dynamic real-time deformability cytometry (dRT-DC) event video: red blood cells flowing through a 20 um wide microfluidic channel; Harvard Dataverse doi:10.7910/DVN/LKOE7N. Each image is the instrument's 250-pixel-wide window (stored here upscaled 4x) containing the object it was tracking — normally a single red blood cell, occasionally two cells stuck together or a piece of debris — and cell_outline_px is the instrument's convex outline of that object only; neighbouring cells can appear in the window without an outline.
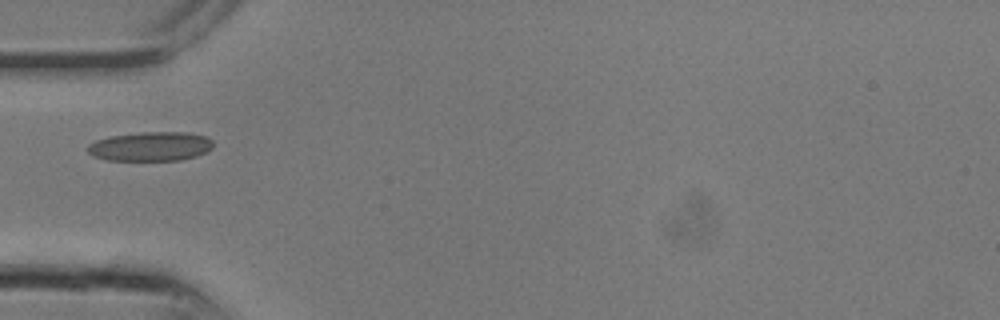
{"species": "common noctule bat (a hibernating species)", "species_latin": "Nyctalus noctula", "temperature_condition": "room temperature", "stored_images_in_passage": 2, "camera_frame_rate_fps": 3000, "um_per_image_px": 0.085, "animal": {"sex": "male", "body_mass_g": 13.3}, "frame": {"image": 1, "passage_image": 1, "time_ms": 0.0, "image_size_px": [1000, 320], "cell_outline_px": [[212, 148], [196, 156], [180, 160], [104, 160], [92, 156], [84, 148], [88, 144], [96, 140], [108, 136], [144, 132], [184, 132], [204, 136], [212, 140]], "centroid_in_image_um": [12.72, 12.45], "position_along_channel_um": 72.3, "area_um2": 21.44}}